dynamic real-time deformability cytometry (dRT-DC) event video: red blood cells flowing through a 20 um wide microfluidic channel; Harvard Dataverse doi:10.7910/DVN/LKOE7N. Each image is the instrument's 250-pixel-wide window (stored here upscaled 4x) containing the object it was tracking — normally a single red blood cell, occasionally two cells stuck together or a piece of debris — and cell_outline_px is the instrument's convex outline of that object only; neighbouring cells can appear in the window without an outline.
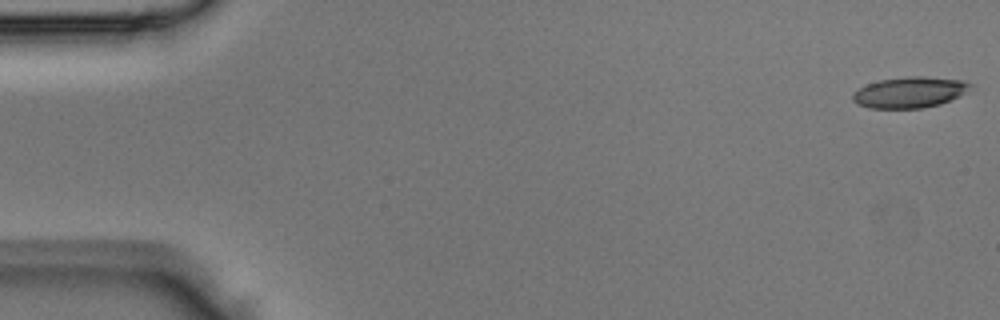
{"species": "Egyptian fruit bat (a non-hibernating species)", "species_latin": "Rousettus aegyptiacus", "temperature_condition": "room temperature", "stored_images_in_passage": 42, "camera_frame_rate_fps": 3000, "um_per_image_px": 0.085, "animal": {"sex": "male"}, "frame": {"image": 1, "passage_image": 1, "time_ms": 0.0, "image_size_px": [1000, 320], "cell_outline_px": [[972, 84], [960, 96], [940, 104], [924, 108], [868, 108], [856, 104], [852, 100], [852, 96], [860, 88], [868, 84], [880, 80], [912, 76], [924, 76], [960, 80]], "centroid_in_image_um": [77.3, 7.86], "position_along_channel_um": 7.7, "area_um2": 20.92}}
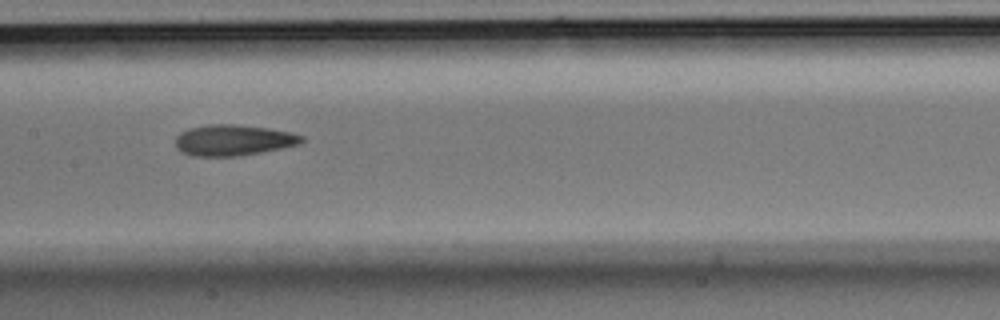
{"frame": {"image": 2, "passage_image": 21, "time_ms": 6.667, "image_size_px": [1000, 320], "cell_outline_px": [[304, 140], [300, 144], [260, 152], [236, 156], [192, 156], [180, 152], [176, 148], [176, 136], [180, 132], [188, 128], [208, 124], [236, 124], [268, 128], [292, 132], [304, 136]], "centroid_in_image_um": [19.81, 11.9], "position_along_channel_um": 187.6, "area_um2": 22.89}}
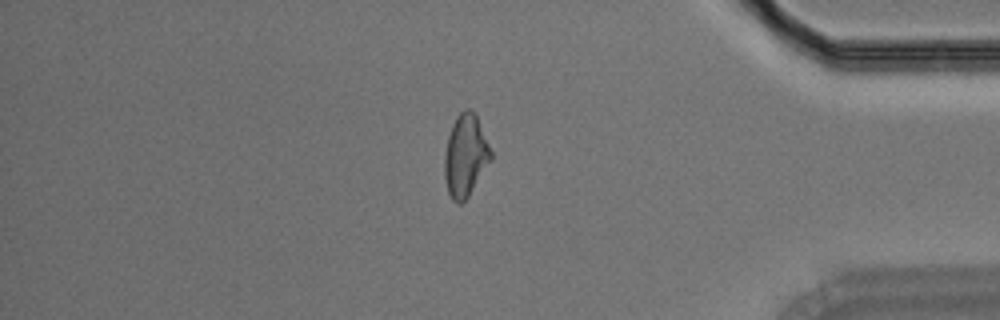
{"frame": {"image": 3, "passage_image": 36, "time_ms": 11.667, "image_size_px": [1000, 320], "cell_outline_px": [[492, 160], [468, 196], [460, 204], [456, 204], [452, 200], [448, 192], [444, 176], [444, 156], [448, 136], [452, 124], [456, 116], [464, 108], [472, 108], [476, 116], [492, 152]], "centroid_in_image_um": [39.55, 13.22], "position_along_channel_um": 395.6, "area_um2": 22.25}}